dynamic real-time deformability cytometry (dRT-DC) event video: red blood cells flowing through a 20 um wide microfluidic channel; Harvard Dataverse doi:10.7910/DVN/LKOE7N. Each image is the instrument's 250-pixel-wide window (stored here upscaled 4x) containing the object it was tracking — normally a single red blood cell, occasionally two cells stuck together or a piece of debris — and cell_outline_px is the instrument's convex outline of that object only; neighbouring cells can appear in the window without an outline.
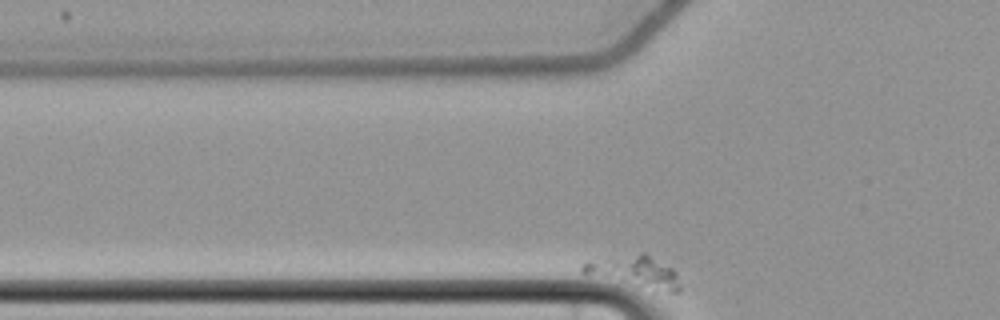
{"species": "common noctule bat (a hibernating species)", "species_latin": "Nyctalus noctula", "temperature_condition": "cold", "stored_images_in_passage": 50, "camera_frame_rate_fps": 3000, "um_per_image_px": 0.085, "animal": {"sex": "female", "body_mass_g": 22.7, "forearm_length_mm": 54.2}, "frame": {"image": 1, "passage_image": 11, "time_ms": 3.333, "image_size_px": [1000, 320], "cell_outline_px": [[680, 292], [672, 292], [580, 272], [580, 268], [584, 264], [640, 252], [644, 252], [672, 268], [676, 272], [680, 288]], "centroid_in_image_um": [54.06, 23.07], "position_along_channel_um": 71.7, "area_um2": 16.47}}
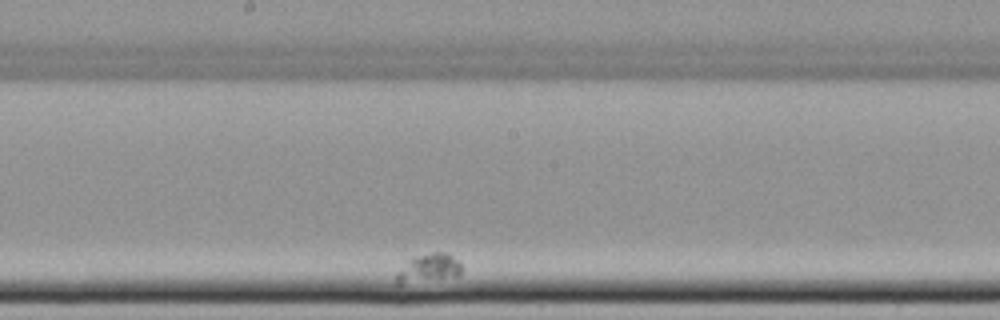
{"frame": {"image": 2, "passage_image": 28, "time_ms": 9.0, "image_size_px": [1000, 320], "cell_outline_px": [[460, 276], [400, 284], [396, 284], [396, 272], [412, 256], [432, 252], [448, 252], [460, 264]], "centroid_in_image_um": [36.4, 22.78], "position_along_channel_um": 211.8, "area_um2": 10.87}}
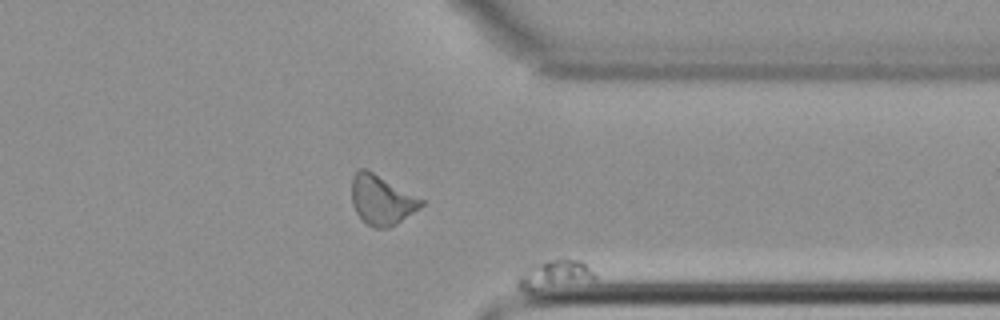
{"frame": {"image": 3, "passage_image": 47, "time_ms": 15.333, "image_size_px": [1000, 320], "cell_outline_px": [[596, 276], [592, 280], [532, 292], [528, 292], [520, 288], [516, 284], [516, 280], [532, 264], [560, 256], [564, 256], [580, 260]], "centroid_in_image_um": [47.1, 23.31], "position_along_channel_um": 364.3, "area_um2": 13.24}}